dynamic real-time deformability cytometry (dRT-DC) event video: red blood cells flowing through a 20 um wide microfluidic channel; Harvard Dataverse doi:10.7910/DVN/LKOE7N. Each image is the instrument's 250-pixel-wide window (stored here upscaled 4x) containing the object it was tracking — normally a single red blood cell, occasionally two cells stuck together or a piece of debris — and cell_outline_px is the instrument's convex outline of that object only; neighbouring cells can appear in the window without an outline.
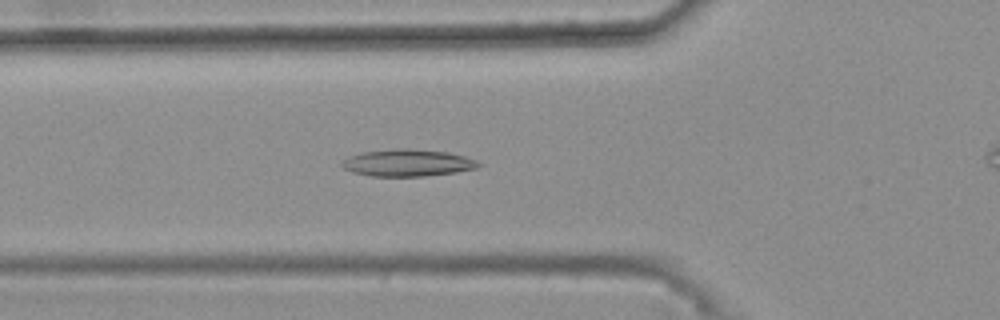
{"species": "common noctule bat (a hibernating species)", "species_latin": "Nyctalus noctula", "temperature_condition": "warm", "stored_images_in_passage": 41, "camera_frame_rate_fps": 3000, "um_per_image_px": 0.085, "animal": {"sex": "female", "body_mass_g": 25.1}, "frame": {"image": 1, "passage_image": 13, "time_ms": 4.0, "image_size_px": [1000, 320], "cell_outline_px": [[480, 164], [476, 168], [456, 172], [424, 176], [368, 176], [352, 172], [344, 168], [340, 164], [348, 156], [360, 152], [400, 148], [408, 148], [448, 152], [464, 156], [476, 160]], "centroid_in_image_um": [34.61, 13.84], "position_along_channel_um": 91.2, "area_um2": 21.5}}
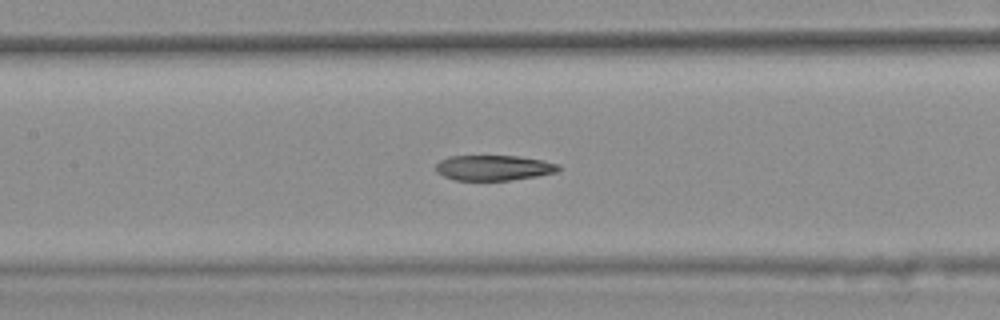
{"frame": {"image": 2, "passage_image": 19, "time_ms": 6.0, "image_size_px": [1000, 320], "cell_outline_px": [[560, 168], [556, 172], [536, 176], [512, 180], [456, 180], [444, 176], [436, 172], [436, 164], [440, 160], [448, 156], [520, 156], [544, 160], [560, 164]], "centroid_in_image_um": [41.97, 14.25], "position_along_channel_um": 165.4, "area_um2": 18.15}}
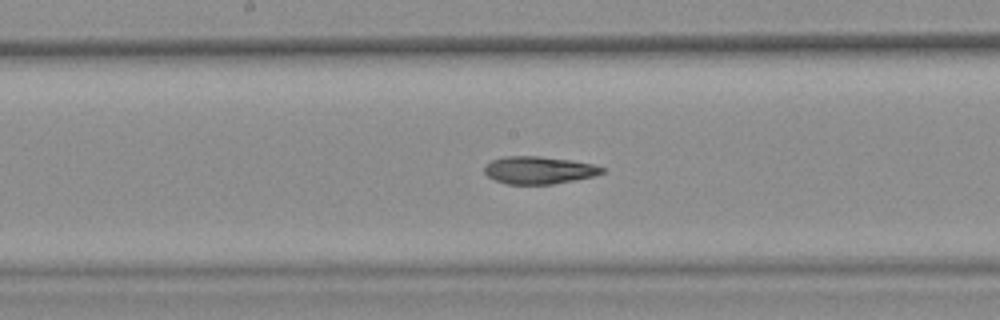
{"frame": {"image": 3, "passage_image": 22, "time_ms": 7.0, "image_size_px": [1000, 320], "cell_outline_px": [[608, 168], [604, 172], [592, 176], [552, 184], [508, 184], [496, 180], [488, 176], [484, 172], [484, 168], [492, 160], [504, 156], [540, 156], [572, 160], [592, 164]], "centroid_in_image_um": [45.82, 14.45], "position_along_channel_um": 202.4, "area_um2": 18.73}, "authors_computed_cell_mechanics": {"area_um2": 19.4786, "velocity_mm_per_s": 3.7021, "shape_relaxation_time_tau1_ms": null, "shape_relaxation_time_tau2_ms": 1.9993, "deformation_change_tau1": null, "deformation_change_tau2": 0.0862}}